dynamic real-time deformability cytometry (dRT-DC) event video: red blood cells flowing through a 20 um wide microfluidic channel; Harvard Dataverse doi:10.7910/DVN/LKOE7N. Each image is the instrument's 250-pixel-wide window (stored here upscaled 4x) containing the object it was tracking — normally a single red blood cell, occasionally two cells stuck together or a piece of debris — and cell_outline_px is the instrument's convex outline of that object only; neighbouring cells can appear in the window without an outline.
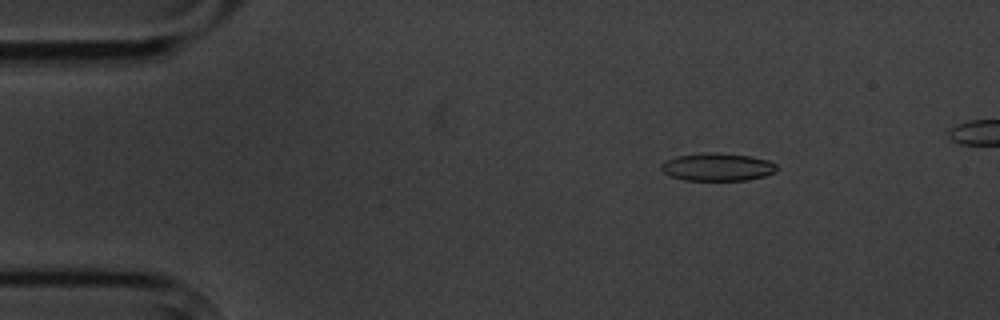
{"species": "common noctule bat (a hibernating species)", "species_latin": "Nyctalus noctula", "temperature_condition": "cold", "stored_images_in_passage": 6, "camera_frame_rate_fps": 3000, "um_per_image_px": 0.085, "animal": {"sex": "male", "body_mass_g": 20.1, "forearm_length_mm": 53.5}, "frame": {"image": 1, "passage_image": 1, "time_ms": 0.0, "image_size_px": [1000, 320], "cell_outline_px": [[776, 168], [772, 172], [764, 176], [748, 180], [684, 180], [672, 176], [664, 172], [660, 168], [660, 164], [676, 156], [708, 152], [716, 152], [748, 156], [768, 160], [776, 164]], "centroid_in_image_um": [60.96, 14.19], "position_along_channel_um": 24.0, "area_um2": 18.5}}
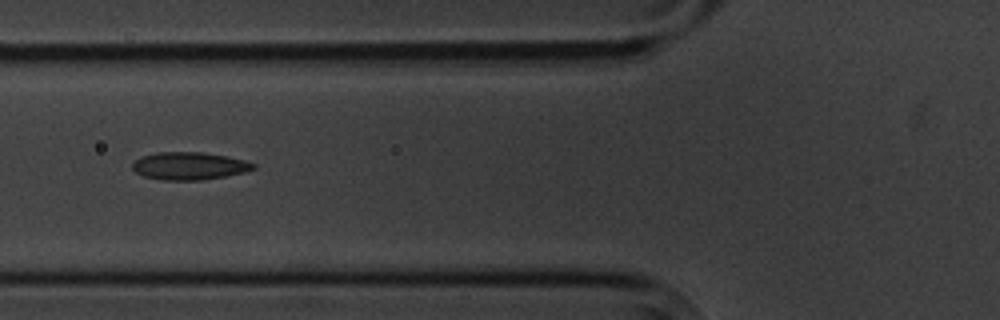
{"frame": {"image": 2, "passage_image": 5, "time_ms": 4.333, "image_size_px": [1000, 320], "cell_outline_px": [[256, 168], [244, 172], [224, 176], [200, 180], [164, 180], [144, 176], [136, 172], [132, 168], [132, 164], [136, 160], [144, 156], [156, 152], [200, 152], [228, 156], [244, 160], [256, 164]], "centroid_in_image_um": [16.1, 14.1], "position_along_channel_um": 109.7, "area_um2": 19.31}}
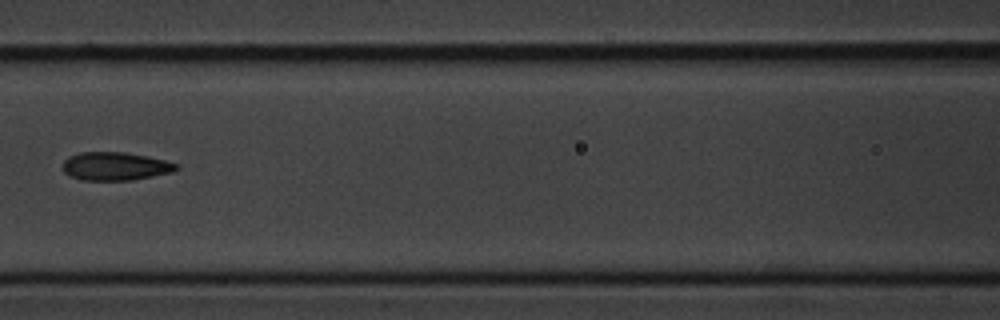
{"frame": {"image": 3, "passage_image": 6, "time_ms": 5.667, "image_size_px": [1000, 320], "cell_outline_px": [[180, 168], [172, 172], [132, 180], [84, 180], [68, 176], [64, 172], [64, 160], [68, 156], [80, 152], [124, 152], [148, 156], [180, 164]], "centroid_in_image_um": [9.81, 14.12], "position_along_channel_um": 156.8, "area_um2": 18.79}}